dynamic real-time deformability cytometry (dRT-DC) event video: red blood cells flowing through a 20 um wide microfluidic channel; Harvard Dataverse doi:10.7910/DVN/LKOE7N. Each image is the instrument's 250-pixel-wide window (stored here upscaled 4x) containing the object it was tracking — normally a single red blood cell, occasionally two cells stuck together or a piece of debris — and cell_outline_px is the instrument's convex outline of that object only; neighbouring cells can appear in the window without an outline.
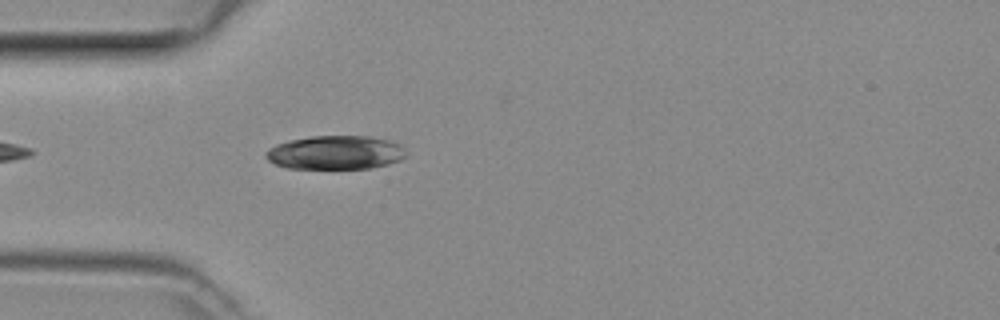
{"species": "common noctule bat (a hibernating species)", "species_latin": "Nyctalus noctula", "temperature_condition": "room temperature", "stored_images_in_passage": 35, "camera_frame_rate_fps": 3000, "um_per_image_px": 0.085, "animal": {"sex": "female", "body_mass_g": 29.2, "forearm_length_mm": 56.3}, "frame": {"image": 1, "passage_image": 1, "time_ms": 0.0, "image_size_px": [1000, 320], "cell_outline_px": [[404, 156], [400, 160], [388, 164], [368, 168], [288, 168], [276, 164], [268, 160], [264, 156], [264, 152], [268, 148], [276, 144], [288, 140], [312, 136], [368, 136], [388, 140], [400, 144], [404, 148]], "centroid_in_image_um": [28.47, 12.96], "position_along_channel_um": 56.5, "area_um2": 27.51}}
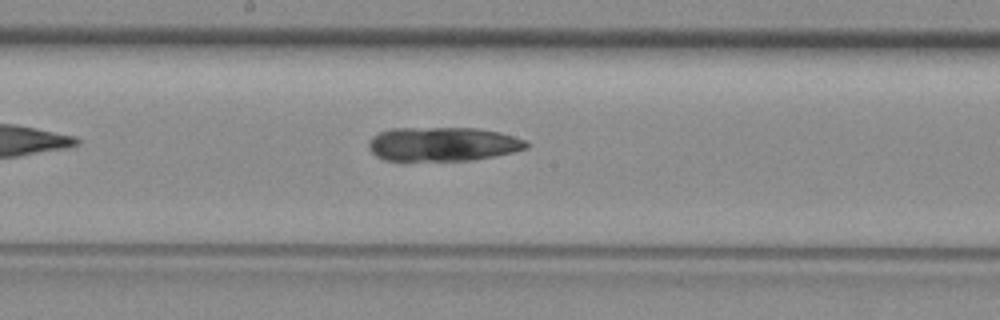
{"frame": {"image": 2, "passage_image": 12, "time_ms": 3.667, "image_size_px": [1000, 320], "cell_outline_px": [[528, 148], [512, 152], [472, 160], [384, 160], [376, 156], [368, 148], [368, 140], [372, 136], [380, 132], [392, 128], [476, 128], [500, 132], [528, 140]], "centroid_in_image_um": [37.63, 12.24], "position_along_channel_um": 210.6, "area_um2": 31.33}}
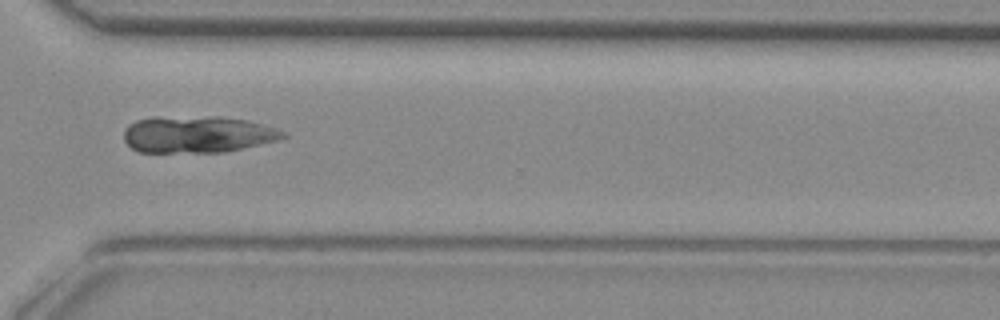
{"frame": {"image": 3, "passage_image": 22, "time_ms": 7.0, "image_size_px": [1000, 320], "cell_outline_px": [[288, 136], [276, 140], [224, 152], [140, 152], [132, 148], [124, 140], [124, 132], [128, 124], [136, 120], [152, 116], [156, 116], [248, 120], [276, 128], [284, 132]], "centroid_in_image_um": [16.72, 11.44], "position_along_channel_um": 353.9, "area_um2": 33.41}}